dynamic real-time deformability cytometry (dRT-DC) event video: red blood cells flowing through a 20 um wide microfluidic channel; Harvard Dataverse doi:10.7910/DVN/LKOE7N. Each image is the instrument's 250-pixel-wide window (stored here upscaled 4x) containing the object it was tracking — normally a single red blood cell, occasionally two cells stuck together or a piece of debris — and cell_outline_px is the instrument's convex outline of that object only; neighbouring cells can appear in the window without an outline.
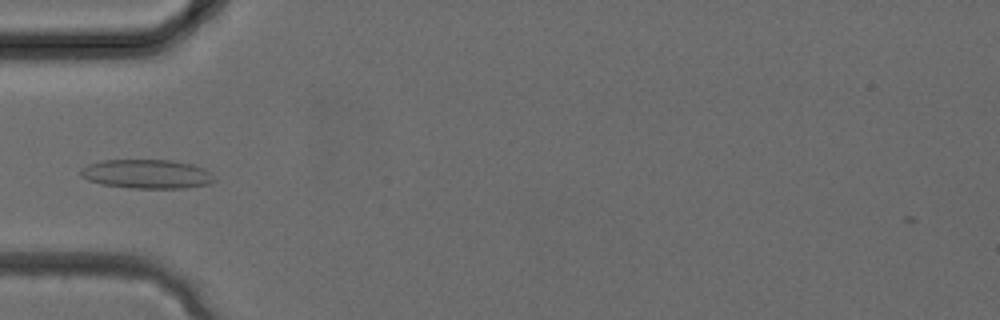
{"species": "common noctule bat (a hibernating species)", "species_latin": "Nyctalus noctula", "temperature_condition": "cold", "stored_images_in_passage": 24, "camera_frame_rate_fps": 3000, "um_per_image_px": 0.085, "animal": {"sex": "female", "body_mass_g": 24.6, "forearm_length_mm": 56.2}, "frame": {"image": 1, "passage_image": 2, "time_ms": 0.333, "image_size_px": [1000, 320], "cell_outline_px": [[216, 180], [208, 184], [184, 188], [128, 188], [100, 184], [88, 180], [80, 176], [80, 168], [88, 164], [100, 160], [172, 160], [192, 164], [204, 168], [212, 172]], "centroid_in_image_um": [12.47, 14.79], "position_along_channel_um": 72.5, "area_um2": 22.95}}
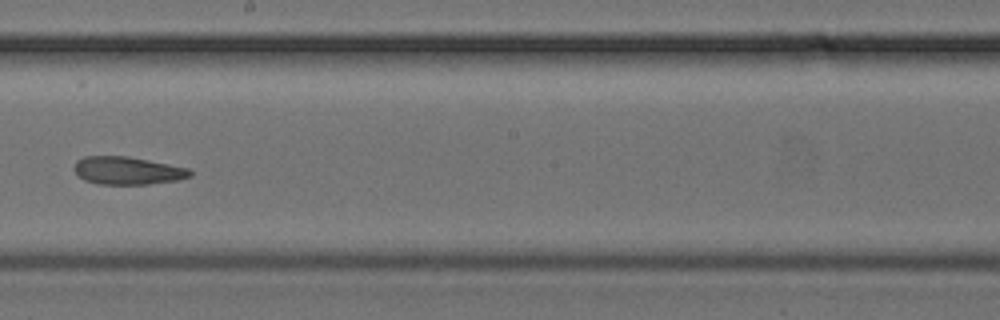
{"frame": {"image": 2, "passage_image": 10, "time_ms": 3.0, "image_size_px": [1000, 320], "cell_outline_px": [[192, 176], [180, 180], [148, 184], [96, 184], [84, 180], [72, 168], [76, 160], [84, 156], [128, 156], [188, 168], [192, 172]], "centroid_in_image_um": [10.83, 14.5], "position_along_channel_um": 237.4, "area_um2": 18.9}}
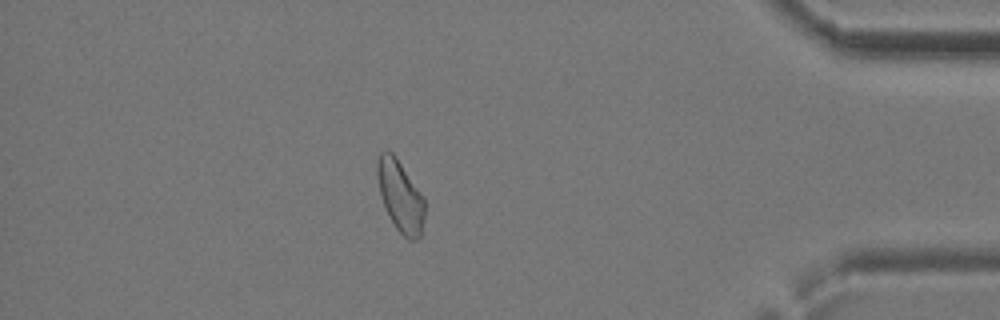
{"frame": {"image": 3, "passage_image": 20, "time_ms": 6.333, "image_size_px": [1000, 320], "cell_outline_px": [[424, 216], [420, 236], [416, 240], [408, 240], [396, 228], [380, 196], [376, 176], [376, 160], [380, 152], [392, 152], [396, 156], [424, 196]], "centroid_in_image_um": [34.02, 16.63], "position_along_channel_um": 401.2, "area_um2": 19.71}}